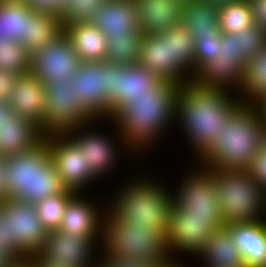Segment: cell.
Listing matches in <instances>:
<instances>
[{
    "instance_id": "4dcf8cb0",
    "label": "cell",
    "mask_w": 266,
    "mask_h": 267,
    "mask_svg": "<svg viewBox=\"0 0 266 267\" xmlns=\"http://www.w3.org/2000/svg\"><path fill=\"white\" fill-rule=\"evenodd\" d=\"M266 95V46L248 60L244 70L243 87L238 93L243 103L254 105Z\"/></svg>"
},
{
    "instance_id": "5b68a950",
    "label": "cell",
    "mask_w": 266,
    "mask_h": 267,
    "mask_svg": "<svg viewBox=\"0 0 266 267\" xmlns=\"http://www.w3.org/2000/svg\"><path fill=\"white\" fill-rule=\"evenodd\" d=\"M7 161L10 199L35 205L66 190L45 139L32 150L7 157Z\"/></svg>"
},
{
    "instance_id": "8d00e7d4",
    "label": "cell",
    "mask_w": 266,
    "mask_h": 267,
    "mask_svg": "<svg viewBox=\"0 0 266 267\" xmlns=\"http://www.w3.org/2000/svg\"><path fill=\"white\" fill-rule=\"evenodd\" d=\"M105 1L107 0H69L61 18L62 26L91 22Z\"/></svg>"
},
{
    "instance_id": "6f0895ef",
    "label": "cell",
    "mask_w": 266,
    "mask_h": 267,
    "mask_svg": "<svg viewBox=\"0 0 266 267\" xmlns=\"http://www.w3.org/2000/svg\"><path fill=\"white\" fill-rule=\"evenodd\" d=\"M182 5L190 2V1H196V0H178Z\"/></svg>"
},
{
    "instance_id": "2e32d148",
    "label": "cell",
    "mask_w": 266,
    "mask_h": 267,
    "mask_svg": "<svg viewBox=\"0 0 266 267\" xmlns=\"http://www.w3.org/2000/svg\"><path fill=\"white\" fill-rule=\"evenodd\" d=\"M100 243L101 239H82L59 230L48 231L37 256L41 260L62 263L65 267H94Z\"/></svg>"
},
{
    "instance_id": "9a60e30c",
    "label": "cell",
    "mask_w": 266,
    "mask_h": 267,
    "mask_svg": "<svg viewBox=\"0 0 266 267\" xmlns=\"http://www.w3.org/2000/svg\"><path fill=\"white\" fill-rule=\"evenodd\" d=\"M80 63L72 43L62 34L31 55L30 72L44 84L70 81Z\"/></svg>"
},
{
    "instance_id": "83f0119b",
    "label": "cell",
    "mask_w": 266,
    "mask_h": 267,
    "mask_svg": "<svg viewBox=\"0 0 266 267\" xmlns=\"http://www.w3.org/2000/svg\"><path fill=\"white\" fill-rule=\"evenodd\" d=\"M138 64L159 79L172 82L170 37L165 31L156 35H143Z\"/></svg>"
},
{
    "instance_id": "f5cc1de1",
    "label": "cell",
    "mask_w": 266,
    "mask_h": 267,
    "mask_svg": "<svg viewBox=\"0 0 266 267\" xmlns=\"http://www.w3.org/2000/svg\"><path fill=\"white\" fill-rule=\"evenodd\" d=\"M17 264L4 250H0V267H13Z\"/></svg>"
},
{
    "instance_id": "9f6ffc18",
    "label": "cell",
    "mask_w": 266,
    "mask_h": 267,
    "mask_svg": "<svg viewBox=\"0 0 266 267\" xmlns=\"http://www.w3.org/2000/svg\"><path fill=\"white\" fill-rule=\"evenodd\" d=\"M25 0H0V2H24Z\"/></svg>"
},
{
    "instance_id": "44dd1931",
    "label": "cell",
    "mask_w": 266,
    "mask_h": 267,
    "mask_svg": "<svg viewBox=\"0 0 266 267\" xmlns=\"http://www.w3.org/2000/svg\"><path fill=\"white\" fill-rule=\"evenodd\" d=\"M142 35H156L181 24L182 4L178 0H134Z\"/></svg>"
},
{
    "instance_id": "c3c4849f",
    "label": "cell",
    "mask_w": 266,
    "mask_h": 267,
    "mask_svg": "<svg viewBox=\"0 0 266 267\" xmlns=\"http://www.w3.org/2000/svg\"><path fill=\"white\" fill-rule=\"evenodd\" d=\"M15 113L12 111L8 101L0 100V125L7 122Z\"/></svg>"
},
{
    "instance_id": "f1b7e54d",
    "label": "cell",
    "mask_w": 266,
    "mask_h": 267,
    "mask_svg": "<svg viewBox=\"0 0 266 267\" xmlns=\"http://www.w3.org/2000/svg\"><path fill=\"white\" fill-rule=\"evenodd\" d=\"M217 6L202 0L190 1L182 6L181 25L198 37L221 36Z\"/></svg>"
},
{
    "instance_id": "f546056e",
    "label": "cell",
    "mask_w": 266,
    "mask_h": 267,
    "mask_svg": "<svg viewBox=\"0 0 266 267\" xmlns=\"http://www.w3.org/2000/svg\"><path fill=\"white\" fill-rule=\"evenodd\" d=\"M62 34L61 17L33 12L28 17L27 36H25V40L21 44L32 55Z\"/></svg>"
},
{
    "instance_id": "9c48e42d",
    "label": "cell",
    "mask_w": 266,
    "mask_h": 267,
    "mask_svg": "<svg viewBox=\"0 0 266 267\" xmlns=\"http://www.w3.org/2000/svg\"><path fill=\"white\" fill-rule=\"evenodd\" d=\"M188 167L175 186L174 201L187 212V216L214 218L224 227L222 211L215 188V170L202 164Z\"/></svg>"
},
{
    "instance_id": "5bb4252c",
    "label": "cell",
    "mask_w": 266,
    "mask_h": 267,
    "mask_svg": "<svg viewBox=\"0 0 266 267\" xmlns=\"http://www.w3.org/2000/svg\"><path fill=\"white\" fill-rule=\"evenodd\" d=\"M1 214L9 223L12 242L29 259L44 246L48 230L40 220L34 204L16 199L3 201Z\"/></svg>"
},
{
    "instance_id": "bcb514c9",
    "label": "cell",
    "mask_w": 266,
    "mask_h": 267,
    "mask_svg": "<svg viewBox=\"0 0 266 267\" xmlns=\"http://www.w3.org/2000/svg\"><path fill=\"white\" fill-rule=\"evenodd\" d=\"M254 25L266 33V0H248Z\"/></svg>"
},
{
    "instance_id": "ffe728a7",
    "label": "cell",
    "mask_w": 266,
    "mask_h": 267,
    "mask_svg": "<svg viewBox=\"0 0 266 267\" xmlns=\"http://www.w3.org/2000/svg\"><path fill=\"white\" fill-rule=\"evenodd\" d=\"M106 38L141 33L134 0H107L91 21Z\"/></svg>"
},
{
    "instance_id": "f907efd6",
    "label": "cell",
    "mask_w": 266,
    "mask_h": 267,
    "mask_svg": "<svg viewBox=\"0 0 266 267\" xmlns=\"http://www.w3.org/2000/svg\"><path fill=\"white\" fill-rule=\"evenodd\" d=\"M254 105L260 112L261 122L266 130V95L260 98Z\"/></svg>"
},
{
    "instance_id": "836d02e7",
    "label": "cell",
    "mask_w": 266,
    "mask_h": 267,
    "mask_svg": "<svg viewBox=\"0 0 266 267\" xmlns=\"http://www.w3.org/2000/svg\"><path fill=\"white\" fill-rule=\"evenodd\" d=\"M219 28L223 34H236L254 25L248 0L218 7Z\"/></svg>"
},
{
    "instance_id": "91938a15",
    "label": "cell",
    "mask_w": 266,
    "mask_h": 267,
    "mask_svg": "<svg viewBox=\"0 0 266 267\" xmlns=\"http://www.w3.org/2000/svg\"><path fill=\"white\" fill-rule=\"evenodd\" d=\"M264 145L266 146V130H265V134H264Z\"/></svg>"
},
{
    "instance_id": "d590c367",
    "label": "cell",
    "mask_w": 266,
    "mask_h": 267,
    "mask_svg": "<svg viewBox=\"0 0 266 267\" xmlns=\"http://www.w3.org/2000/svg\"><path fill=\"white\" fill-rule=\"evenodd\" d=\"M31 55L17 41L6 37L0 38V68L11 70L17 74L30 72Z\"/></svg>"
},
{
    "instance_id": "6125c7cd",
    "label": "cell",
    "mask_w": 266,
    "mask_h": 267,
    "mask_svg": "<svg viewBox=\"0 0 266 267\" xmlns=\"http://www.w3.org/2000/svg\"><path fill=\"white\" fill-rule=\"evenodd\" d=\"M1 205H2V201H0V215H1Z\"/></svg>"
},
{
    "instance_id": "6da1fadb",
    "label": "cell",
    "mask_w": 266,
    "mask_h": 267,
    "mask_svg": "<svg viewBox=\"0 0 266 267\" xmlns=\"http://www.w3.org/2000/svg\"><path fill=\"white\" fill-rule=\"evenodd\" d=\"M238 94L223 88H208L193 81L180 86L175 125L187 141L196 161L218 138L231 114L242 104ZM178 121V122H177Z\"/></svg>"
},
{
    "instance_id": "ee69618b",
    "label": "cell",
    "mask_w": 266,
    "mask_h": 267,
    "mask_svg": "<svg viewBox=\"0 0 266 267\" xmlns=\"http://www.w3.org/2000/svg\"><path fill=\"white\" fill-rule=\"evenodd\" d=\"M250 175L266 190V146L256 155L255 159L247 169Z\"/></svg>"
},
{
    "instance_id": "7bdbcfd3",
    "label": "cell",
    "mask_w": 266,
    "mask_h": 267,
    "mask_svg": "<svg viewBox=\"0 0 266 267\" xmlns=\"http://www.w3.org/2000/svg\"><path fill=\"white\" fill-rule=\"evenodd\" d=\"M158 264L134 259H117L112 256H98L94 267H157Z\"/></svg>"
},
{
    "instance_id": "8992f818",
    "label": "cell",
    "mask_w": 266,
    "mask_h": 267,
    "mask_svg": "<svg viewBox=\"0 0 266 267\" xmlns=\"http://www.w3.org/2000/svg\"><path fill=\"white\" fill-rule=\"evenodd\" d=\"M167 228L135 225L118 217L103 219L101 256L134 259L160 264L170 259L166 238Z\"/></svg>"
},
{
    "instance_id": "f35d334b",
    "label": "cell",
    "mask_w": 266,
    "mask_h": 267,
    "mask_svg": "<svg viewBox=\"0 0 266 267\" xmlns=\"http://www.w3.org/2000/svg\"><path fill=\"white\" fill-rule=\"evenodd\" d=\"M235 35L240 36L241 49L247 60L257 56L266 46V33L256 25L245 28Z\"/></svg>"
},
{
    "instance_id": "484cf974",
    "label": "cell",
    "mask_w": 266,
    "mask_h": 267,
    "mask_svg": "<svg viewBox=\"0 0 266 267\" xmlns=\"http://www.w3.org/2000/svg\"><path fill=\"white\" fill-rule=\"evenodd\" d=\"M165 32L170 37L172 82L181 86L194 78L193 35L181 24Z\"/></svg>"
},
{
    "instance_id": "60d3db41",
    "label": "cell",
    "mask_w": 266,
    "mask_h": 267,
    "mask_svg": "<svg viewBox=\"0 0 266 267\" xmlns=\"http://www.w3.org/2000/svg\"><path fill=\"white\" fill-rule=\"evenodd\" d=\"M0 250H4L17 264L28 259L12 242L9 223L2 214L0 215Z\"/></svg>"
},
{
    "instance_id": "277c9868",
    "label": "cell",
    "mask_w": 266,
    "mask_h": 267,
    "mask_svg": "<svg viewBox=\"0 0 266 267\" xmlns=\"http://www.w3.org/2000/svg\"><path fill=\"white\" fill-rule=\"evenodd\" d=\"M136 172L135 177L132 172L127 180L124 178V185L120 183L121 186L116 187L118 190L113 192L114 196L107 198L106 215L133 221L135 225L167 228L174 188L170 185L167 187L169 183L160 180L157 175Z\"/></svg>"
},
{
    "instance_id": "d6986e66",
    "label": "cell",
    "mask_w": 266,
    "mask_h": 267,
    "mask_svg": "<svg viewBox=\"0 0 266 267\" xmlns=\"http://www.w3.org/2000/svg\"><path fill=\"white\" fill-rule=\"evenodd\" d=\"M8 102L17 116L29 119L43 132L46 97L45 84L39 77L31 72L19 74Z\"/></svg>"
},
{
    "instance_id": "680465c9",
    "label": "cell",
    "mask_w": 266,
    "mask_h": 267,
    "mask_svg": "<svg viewBox=\"0 0 266 267\" xmlns=\"http://www.w3.org/2000/svg\"><path fill=\"white\" fill-rule=\"evenodd\" d=\"M6 37L5 34L1 33V18H0V38Z\"/></svg>"
},
{
    "instance_id": "74e56055",
    "label": "cell",
    "mask_w": 266,
    "mask_h": 267,
    "mask_svg": "<svg viewBox=\"0 0 266 267\" xmlns=\"http://www.w3.org/2000/svg\"><path fill=\"white\" fill-rule=\"evenodd\" d=\"M194 75L208 62L219 56L221 36L198 37L195 41Z\"/></svg>"
},
{
    "instance_id": "4316f807",
    "label": "cell",
    "mask_w": 266,
    "mask_h": 267,
    "mask_svg": "<svg viewBox=\"0 0 266 267\" xmlns=\"http://www.w3.org/2000/svg\"><path fill=\"white\" fill-rule=\"evenodd\" d=\"M197 260L202 267H245L240 250L225 227L212 233Z\"/></svg>"
},
{
    "instance_id": "7402d4cb",
    "label": "cell",
    "mask_w": 266,
    "mask_h": 267,
    "mask_svg": "<svg viewBox=\"0 0 266 267\" xmlns=\"http://www.w3.org/2000/svg\"><path fill=\"white\" fill-rule=\"evenodd\" d=\"M224 227L240 250L245 267H266V218Z\"/></svg>"
},
{
    "instance_id": "db71d44e",
    "label": "cell",
    "mask_w": 266,
    "mask_h": 267,
    "mask_svg": "<svg viewBox=\"0 0 266 267\" xmlns=\"http://www.w3.org/2000/svg\"><path fill=\"white\" fill-rule=\"evenodd\" d=\"M202 1L209 3V4H212L214 6H217V7H221L223 5L237 3V2L243 1V0H202Z\"/></svg>"
},
{
    "instance_id": "b9f144b4",
    "label": "cell",
    "mask_w": 266,
    "mask_h": 267,
    "mask_svg": "<svg viewBox=\"0 0 266 267\" xmlns=\"http://www.w3.org/2000/svg\"><path fill=\"white\" fill-rule=\"evenodd\" d=\"M24 2L36 13L63 16L65 4L61 0H25Z\"/></svg>"
},
{
    "instance_id": "3957f363",
    "label": "cell",
    "mask_w": 266,
    "mask_h": 267,
    "mask_svg": "<svg viewBox=\"0 0 266 267\" xmlns=\"http://www.w3.org/2000/svg\"><path fill=\"white\" fill-rule=\"evenodd\" d=\"M265 127L255 105L242 103L223 126L220 138L195 161L212 170H247L264 145Z\"/></svg>"
},
{
    "instance_id": "d6a6232c",
    "label": "cell",
    "mask_w": 266,
    "mask_h": 267,
    "mask_svg": "<svg viewBox=\"0 0 266 267\" xmlns=\"http://www.w3.org/2000/svg\"><path fill=\"white\" fill-rule=\"evenodd\" d=\"M142 33L127 34L107 39L106 62L121 66L139 63Z\"/></svg>"
},
{
    "instance_id": "11a10c76",
    "label": "cell",
    "mask_w": 266,
    "mask_h": 267,
    "mask_svg": "<svg viewBox=\"0 0 266 267\" xmlns=\"http://www.w3.org/2000/svg\"><path fill=\"white\" fill-rule=\"evenodd\" d=\"M13 267H35V265L29 259H27L21 263L15 264Z\"/></svg>"
},
{
    "instance_id": "4fadbf2b",
    "label": "cell",
    "mask_w": 266,
    "mask_h": 267,
    "mask_svg": "<svg viewBox=\"0 0 266 267\" xmlns=\"http://www.w3.org/2000/svg\"><path fill=\"white\" fill-rule=\"evenodd\" d=\"M44 139L48 142L52 162L66 190L85 194L92 184L100 181L92 172L84 153L65 133L48 134Z\"/></svg>"
},
{
    "instance_id": "ab89813d",
    "label": "cell",
    "mask_w": 266,
    "mask_h": 267,
    "mask_svg": "<svg viewBox=\"0 0 266 267\" xmlns=\"http://www.w3.org/2000/svg\"><path fill=\"white\" fill-rule=\"evenodd\" d=\"M220 57L233 58L243 70L246 68L247 59L241 49L240 36L221 33Z\"/></svg>"
},
{
    "instance_id": "52a82bcc",
    "label": "cell",
    "mask_w": 266,
    "mask_h": 267,
    "mask_svg": "<svg viewBox=\"0 0 266 267\" xmlns=\"http://www.w3.org/2000/svg\"><path fill=\"white\" fill-rule=\"evenodd\" d=\"M215 188L224 226L266 218V190L248 170H215Z\"/></svg>"
},
{
    "instance_id": "8fae6325",
    "label": "cell",
    "mask_w": 266,
    "mask_h": 267,
    "mask_svg": "<svg viewBox=\"0 0 266 267\" xmlns=\"http://www.w3.org/2000/svg\"><path fill=\"white\" fill-rule=\"evenodd\" d=\"M220 228L222 226L214 218L187 216V212L173 201L166 230L170 258L187 259L188 256L194 259L212 233Z\"/></svg>"
},
{
    "instance_id": "30bf717a",
    "label": "cell",
    "mask_w": 266,
    "mask_h": 267,
    "mask_svg": "<svg viewBox=\"0 0 266 267\" xmlns=\"http://www.w3.org/2000/svg\"><path fill=\"white\" fill-rule=\"evenodd\" d=\"M164 80L139 64L121 66L107 62V87L110 120H114L135 99L154 95Z\"/></svg>"
},
{
    "instance_id": "ac0fdd59",
    "label": "cell",
    "mask_w": 266,
    "mask_h": 267,
    "mask_svg": "<svg viewBox=\"0 0 266 267\" xmlns=\"http://www.w3.org/2000/svg\"><path fill=\"white\" fill-rule=\"evenodd\" d=\"M84 193H76L66 205L59 231L82 239H101L107 201L103 204ZM105 204H104V201ZM96 202V203H95Z\"/></svg>"
},
{
    "instance_id": "1f68e13d",
    "label": "cell",
    "mask_w": 266,
    "mask_h": 267,
    "mask_svg": "<svg viewBox=\"0 0 266 267\" xmlns=\"http://www.w3.org/2000/svg\"><path fill=\"white\" fill-rule=\"evenodd\" d=\"M33 12L26 2H0L1 33L22 43L27 36L28 17Z\"/></svg>"
},
{
    "instance_id": "e0dca14e",
    "label": "cell",
    "mask_w": 266,
    "mask_h": 267,
    "mask_svg": "<svg viewBox=\"0 0 266 267\" xmlns=\"http://www.w3.org/2000/svg\"><path fill=\"white\" fill-rule=\"evenodd\" d=\"M70 82L80 104L96 119L110 120L107 87V62H81Z\"/></svg>"
},
{
    "instance_id": "816d5d0a",
    "label": "cell",
    "mask_w": 266,
    "mask_h": 267,
    "mask_svg": "<svg viewBox=\"0 0 266 267\" xmlns=\"http://www.w3.org/2000/svg\"><path fill=\"white\" fill-rule=\"evenodd\" d=\"M189 263L188 260L186 259H183V262H182V259H169L167 261H165L164 263H160L157 265V267H188L190 264H187ZM191 267V266H190Z\"/></svg>"
},
{
    "instance_id": "681fc988",
    "label": "cell",
    "mask_w": 266,
    "mask_h": 267,
    "mask_svg": "<svg viewBox=\"0 0 266 267\" xmlns=\"http://www.w3.org/2000/svg\"><path fill=\"white\" fill-rule=\"evenodd\" d=\"M29 260L35 265V267H65L62 263L41 260L37 255L30 257Z\"/></svg>"
},
{
    "instance_id": "d4e9b609",
    "label": "cell",
    "mask_w": 266,
    "mask_h": 267,
    "mask_svg": "<svg viewBox=\"0 0 266 267\" xmlns=\"http://www.w3.org/2000/svg\"><path fill=\"white\" fill-rule=\"evenodd\" d=\"M63 34L72 43L81 62H103L107 39L91 22L63 26Z\"/></svg>"
},
{
    "instance_id": "cb8c5ba5",
    "label": "cell",
    "mask_w": 266,
    "mask_h": 267,
    "mask_svg": "<svg viewBox=\"0 0 266 267\" xmlns=\"http://www.w3.org/2000/svg\"><path fill=\"white\" fill-rule=\"evenodd\" d=\"M244 70L233 58L218 57L206 63L195 75L193 82L208 88H223L238 94L243 87Z\"/></svg>"
},
{
    "instance_id": "94428289",
    "label": "cell",
    "mask_w": 266,
    "mask_h": 267,
    "mask_svg": "<svg viewBox=\"0 0 266 267\" xmlns=\"http://www.w3.org/2000/svg\"><path fill=\"white\" fill-rule=\"evenodd\" d=\"M64 4H66L69 0H61Z\"/></svg>"
},
{
    "instance_id": "7dc6e473",
    "label": "cell",
    "mask_w": 266,
    "mask_h": 267,
    "mask_svg": "<svg viewBox=\"0 0 266 267\" xmlns=\"http://www.w3.org/2000/svg\"><path fill=\"white\" fill-rule=\"evenodd\" d=\"M8 161L7 157L0 156V201L10 199L8 191Z\"/></svg>"
},
{
    "instance_id": "f6af8a7d",
    "label": "cell",
    "mask_w": 266,
    "mask_h": 267,
    "mask_svg": "<svg viewBox=\"0 0 266 267\" xmlns=\"http://www.w3.org/2000/svg\"><path fill=\"white\" fill-rule=\"evenodd\" d=\"M19 74L0 68V100L8 101Z\"/></svg>"
},
{
    "instance_id": "603a6c76",
    "label": "cell",
    "mask_w": 266,
    "mask_h": 267,
    "mask_svg": "<svg viewBox=\"0 0 266 267\" xmlns=\"http://www.w3.org/2000/svg\"><path fill=\"white\" fill-rule=\"evenodd\" d=\"M41 129L16 114L0 125V156L9 157L34 149L44 140Z\"/></svg>"
},
{
    "instance_id": "ba28073f",
    "label": "cell",
    "mask_w": 266,
    "mask_h": 267,
    "mask_svg": "<svg viewBox=\"0 0 266 267\" xmlns=\"http://www.w3.org/2000/svg\"><path fill=\"white\" fill-rule=\"evenodd\" d=\"M101 122L103 126L104 123L106 124L107 122L108 124L110 122L111 124L109 125L113 127L111 129L115 132V136L114 134L111 135L109 131L105 132L104 129L103 131H99L102 129ZM65 134L77 145L78 149L84 153L92 172L99 179H107L105 176L110 177L109 175H111L115 169H118L119 166L117 165L121 164V157L125 158L129 155L133 158H137L123 142L122 135L119 133V128L113 120H95L79 128L69 130L65 132Z\"/></svg>"
},
{
    "instance_id": "7c38bea8",
    "label": "cell",
    "mask_w": 266,
    "mask_h": 267,
    "mask_svg": "<svg viewBox=\"0 0 266 267\" xmlns=\"http://www.w3.org/2000/svg\"><path fill=\"white\" fill-rule=\"evenodd\" d=\"M46 112L43 134L65 133L96 119L80 104L70 81L45 84Z\"/></svg>"
},
{
    "instance_id": "e575fe53",
    "label": "cell",
    "mask_w": 266,
    "mask_h": 267,
    "mask_svg": "<svg viewBox=\"0 0 266 267\" xmlns=\"http://www.w3.org/2000/svg\"><path fill=\"white\" fill-rule=\"evenodd\" d=\"M75 194L65 190L63 193L47 197L35 204L38 216L48 231L58 230L66 205Z\"/></svg>"
},
{
    "instance_id": "7a4b0ae2",
    "label": "cell",
    "mask_w": 266,
    "mask_h": 267,
    "mask_svg": "<svg viewBox=\"0 0 266 267\" xmlns=\"http://www.w3.org/2000/svg\"><path fill=\"white\" fill-rule=\"evenodd\" d=\"M179 90V85L163 81L154 90V95L135 99L113 120L123 142L137 156V160L154 147V150L158 149L155 145L161 144L160 141L170 133V128L172 132Z\"/></svg>"
}]
</instances>
